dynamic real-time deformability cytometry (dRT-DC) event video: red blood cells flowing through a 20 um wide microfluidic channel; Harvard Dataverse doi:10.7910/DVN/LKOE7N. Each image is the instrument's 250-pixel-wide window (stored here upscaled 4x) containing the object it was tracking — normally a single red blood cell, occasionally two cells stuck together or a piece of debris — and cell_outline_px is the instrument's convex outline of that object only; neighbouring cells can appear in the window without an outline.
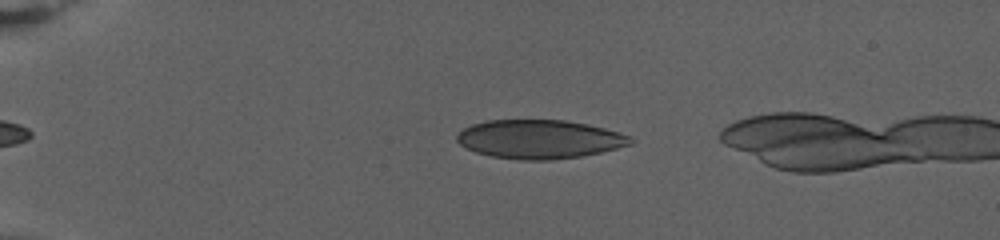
{"species": "human", "species_latin": "Homo sapiens", "temperature_condition": "warm", "stored_images_in_passage": 64, "camera_frame_rate_fps": 3000, "um_per_image_px": 0.085, "donor": {"sex": "female"}, "frame": {"image": 1, "passage_image": 11, "time_ms": 3.333, "image_size_px": [1000, 240], "cell_outline_px": [[636, 140], [632, 144], [600, 152], [580, 156], [552, 160], [520, 160], [492, 156], [476, 152], [460, 144], [456, 140], [456, 136], [464, 128], [472, 124], [488, 120], [564, 120], [588, 124], [604, 128], [632, 136]], "centroid_in_image_um": [45.88, 11.83], "position_along_channel_um": 39.1, "area_um2": 39.19}}
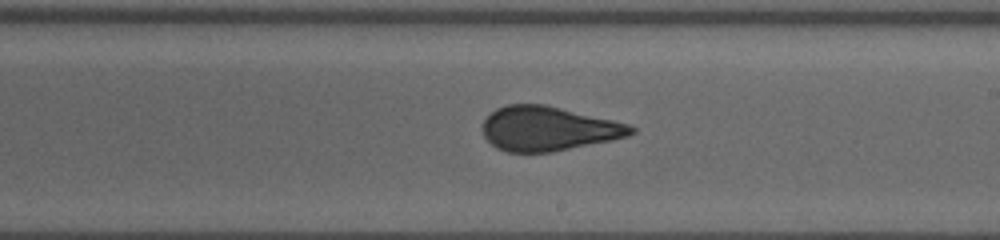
{"frame": {"image": 2, "passage_image": 39, "time_ms": 12.667, "image_size_px": [1000, 240], "cell_outline_px": [[636, 132], [628, 136], [612, 140], [552, 152], [508, 152], [496, 148], [484, 136], [484, 120], [496, 108], [508, 104], [544, 104], [612, 120], [628, 124], [636, 128]], "centroid_in_image_um": [46.61, 10.94], "position_along_channel_um": 242.4, "area_um2": 38.09}}
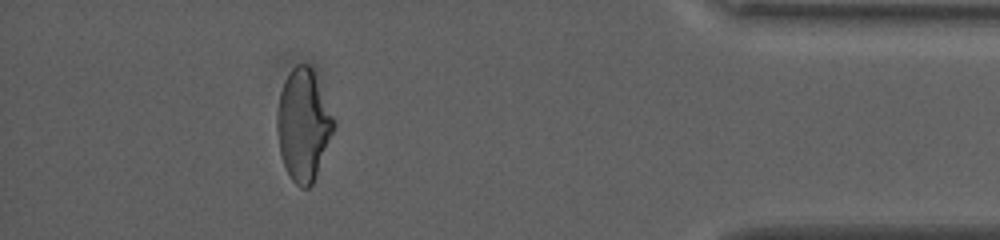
{"frame": {"image": 3, "passage_image": 61, "time_ms": 20.0, "image_size_px": [1000, 240], "cell_outline_px": [[336, 128], [312, 184], [308, 188], [300, 188], [292, 180], [284, 164], [280, 152], [276, 128], [276, 112], [280, 92], [284, 80], [292, 68], [296, 64], [308, 64], [312, 68], [336, 120]], "centroid_in_image_um": [25.8, 10.6], "position_along_channel_um": 409.4, "area_um2": 37.11}}